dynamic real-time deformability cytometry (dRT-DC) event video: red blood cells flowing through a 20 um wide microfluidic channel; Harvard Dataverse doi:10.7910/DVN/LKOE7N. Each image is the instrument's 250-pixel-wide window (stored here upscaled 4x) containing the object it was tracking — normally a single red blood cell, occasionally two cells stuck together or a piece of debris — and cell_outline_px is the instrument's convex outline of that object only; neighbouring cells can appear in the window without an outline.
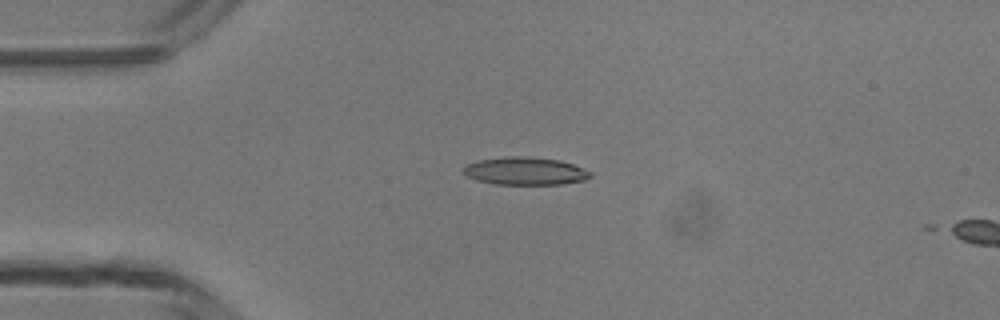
{"species": "common noctule bat (a hibernating species)", "species_latin": "Nyctalus noctula", "temperature_condition": "room temperature", "stored_images_in_passage": 4, "camera_frame_rate_fps": 3000, "um_per_image_px": 0.085, "animal": {"sex": "male", "body_mass_g": 13.3}, "frame": {"image": 1, "passage_image": 3, "time_ms": 2.333, "image_size_px": [1000, 320], "cell_outline_px": [[592, 176], [584, 180], [560, 184], [496, 184], [476, 180], [468, 176], [464, 172], [464, 168], [468, 164], [476, 160], [508, 156], [524, 156], [560, 160], [572, 164], [592, 172]], "centroid_in_image_um": [44.64, 14.53], "position_along_channel_um": 40.4, "area_um2": 20.4}}